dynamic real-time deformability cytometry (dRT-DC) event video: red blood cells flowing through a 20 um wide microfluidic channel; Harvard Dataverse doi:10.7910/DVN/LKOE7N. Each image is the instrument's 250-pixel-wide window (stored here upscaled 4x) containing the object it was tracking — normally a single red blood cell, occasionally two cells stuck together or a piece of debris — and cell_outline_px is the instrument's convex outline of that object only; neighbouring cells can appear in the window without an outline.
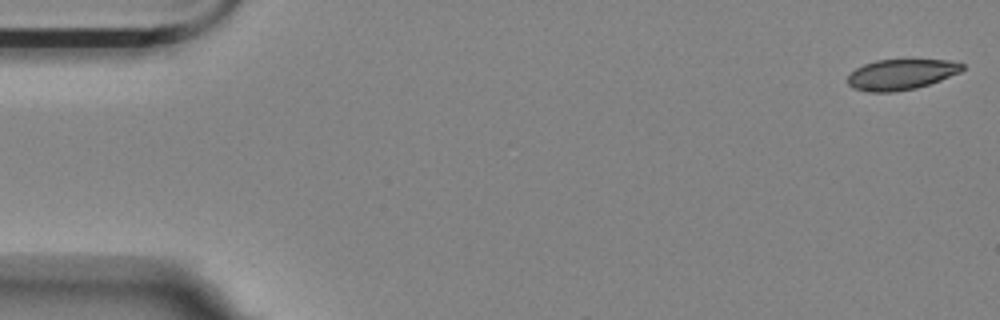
{"species": "Egyptian fruit bat (a non-hibernating species)", "species_latin": "Rousettus aegyptiacus", "temperature_condition": "room temperature", "stored_images_in_passage": 4, "camera_frame_rate_fps": 3000, "um_per_image_px": 0.085, "animal": {"sex": "female"}, "frame": {"image": 1, "passage_image": 1, "time_ms": 0.0, "image_size_px": [1000, 320], "cell_outline_px": [[964, 68], [960, 72], [940, 80], [916, 88], [892, 92], [872, 92], [852, 88], [848, 84], [848, 76], [856, 68], [864, 64], [876, 60], [948, 60], [964, 64]], "centroid_in_image_um": [76.58, 6.33], "position_along_channel_um": 8.4, "area_um2": 20.23}}